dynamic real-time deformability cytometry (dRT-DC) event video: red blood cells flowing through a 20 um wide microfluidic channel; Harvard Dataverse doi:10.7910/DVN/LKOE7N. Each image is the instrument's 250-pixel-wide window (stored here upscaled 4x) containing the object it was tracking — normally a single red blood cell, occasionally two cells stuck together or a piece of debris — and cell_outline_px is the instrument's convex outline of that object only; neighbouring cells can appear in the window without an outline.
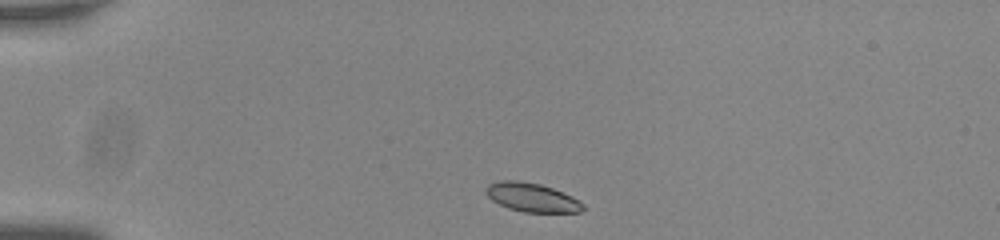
{"species": "common noctule bat (a hibernating species)", "species_latin": "Nyctalus noctula", "temperature_condition": "room temperature", "stored_images_in_passage": 43, "camera_frame_rate_fps": 3000, "um_per_image_px": 0.085, "animal": {"sex": "male", "body_mass_g": 20.0, "forearm_length_mm": 53.3}, "frame": {"image": 1, "passage_image": 1, "time_ms": 0.0, "image_size_px": [1000, 240], "cell_outline_px": [[584, 208], [580, 212], [524, 212], [508, 208], [492, 200], [484, 192], [484, 188], [488, 184], [500, 180], [516, 180], [540, 184], [552, 188], [572, 196], [580, 200], [584, 204]], "centroid_in_image_um": [45.19, 16.77], "position_along_channel_um": 39.8, "area_um2": 16.36}}
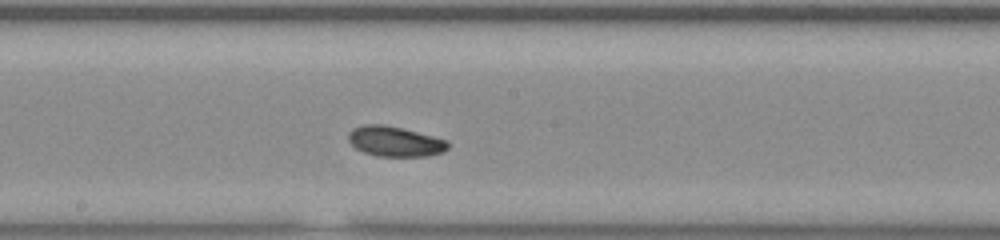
{"frame": {"image": 2, "passage_image": 19, "time_ms": 6.0, "image_size_px": [1000, 240], "cell_outline_px": [[448, 148], [440, 152], [428, 156], [376, 156], [364, 152], [356, 148], [348, 140], [348, 132], [352, 128], [364, 124], [384, 124], [448, 140]], "centroid_in_image_um": [33.52, 12.01], "position_along_channel_um": 214.7, "area_um2": 17.34}}
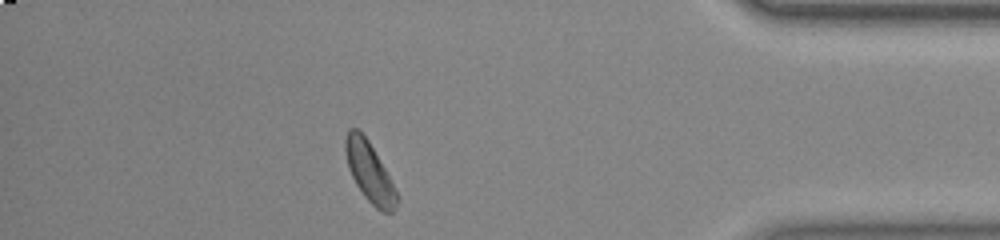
{"frame": {"image": 3, "passage_image": 37, "time_ms": 12.0, "image_size_px": [1000, 240], "cell_outline_px": [[400, 200], [396, 208], [392, 212], [384, 212], [376, 208], [364, 196], [356, 184], [348, 168], [344, 148], [344, 140], [348, 128], [356, 128], [368, 140], [400, 196]], "centroid_in_image_um": [31.41, 14.64], "position_along_channel_um": 403.8, "area_um2": 17.86}, "authors_computed_cell_mechanics": {"area_um2": 17.34, "velocity_mm_per_s": 3.7118, "shape_relaxation_time_tau1_ms": 2.228, "shape_relaxation_time_tau2_ms": null, "deformation_change_tau1": 0.09, "deformation_change_tau2": null}}